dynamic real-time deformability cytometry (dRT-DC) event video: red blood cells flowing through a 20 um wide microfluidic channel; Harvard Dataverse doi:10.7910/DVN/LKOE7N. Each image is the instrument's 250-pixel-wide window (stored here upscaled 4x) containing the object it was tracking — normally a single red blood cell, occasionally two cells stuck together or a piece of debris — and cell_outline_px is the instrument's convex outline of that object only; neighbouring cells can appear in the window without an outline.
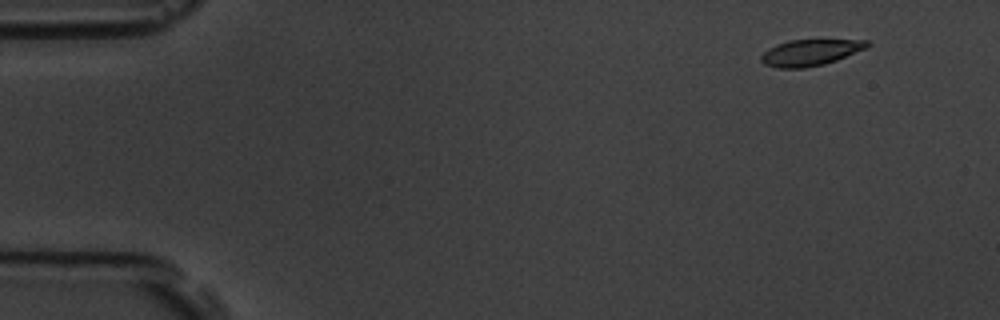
{"species": "common noctule bat (a hibernating species)", "species_latin": "Nyctalus noctula", "temperature_condition": "room temperature", "stored_images_in_passage": 6, "segment_of_instrument_passage": [2, 2], "camera_frame_rate_fps": 3000, "um_per_image_px": 0.085, "animal": {"sex": "male", "body_mass_g": 19.5, "forearm_length_mm": 54.6}, "frame": {"image": 1, "passage_image": 6, "time_ms": 6.667, "image_size_px": [1000, 320], "cell_outline_px": [[872, 44], [868, 48], [836, 60], [824, 64], [804, 68], [776, 68], [764, 64], [760, 60], [760, 56], [764, 52], [776, 44], [788, 40], [868, 40]], "centroid_in_image_um": [68.89, 4.46], "position_along_channel_um": 16.1, "area_um2": 16.3}}